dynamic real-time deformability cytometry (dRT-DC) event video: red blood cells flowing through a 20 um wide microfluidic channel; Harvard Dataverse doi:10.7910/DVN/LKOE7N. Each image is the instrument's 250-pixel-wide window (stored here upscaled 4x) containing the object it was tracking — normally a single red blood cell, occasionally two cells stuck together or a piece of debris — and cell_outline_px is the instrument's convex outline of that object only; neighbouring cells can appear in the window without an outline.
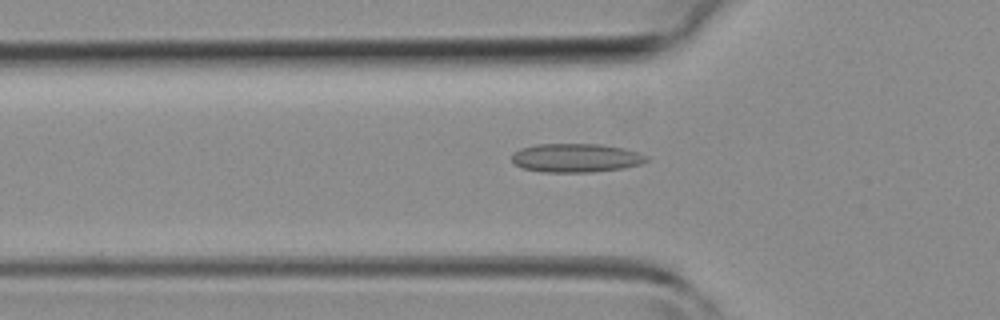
{"species": "common noctule bat (a hibernating species)", "species_latin": "Nyctalus noctula", "temperature_condition": "room temperature", "stored_images_in_passage": 42, "camera_frame_rate_fps": 3000, "um_per_image_px": 0.085, "animal": {"sex": "female", "body_mass_g": 19.3, "forearm_length_mm": 54.1}, "frame": {"image": 1, "passage_image": 14, "time_ms": 4.333, "image_size_px": [1000, 320], "cell_outline_px": [[648, 160], [640, 164], [624, 168], [592, 172], [544, 172], [520, 168], [512, 160], [512, 152], [520, 148], [536, 144], [600, 144], [624, 148], [648, 156]], "centroid_in_image_um": [48.93, 13.42], "position_along_channel_um": 76.9, "area_um2": 22.66}}
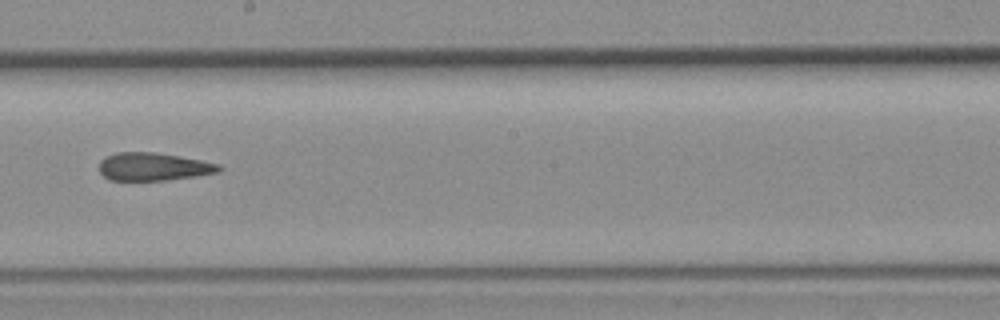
{"frame": {"image": 2, "passage_image": 24, "time_ms": 7.667, "image_size_px": [1000, 320], "cell_outline_px": [[224, 168], [220, 172], [168, 180], [108, 180], [100, 172], [100, 160], [116, 152], [152, 152], [200, 160], [220, 164]], "centroid_in_image_um": [13.05, 14.17], "position_along_channel_um": 235.1, "area_um2": 19.36}}
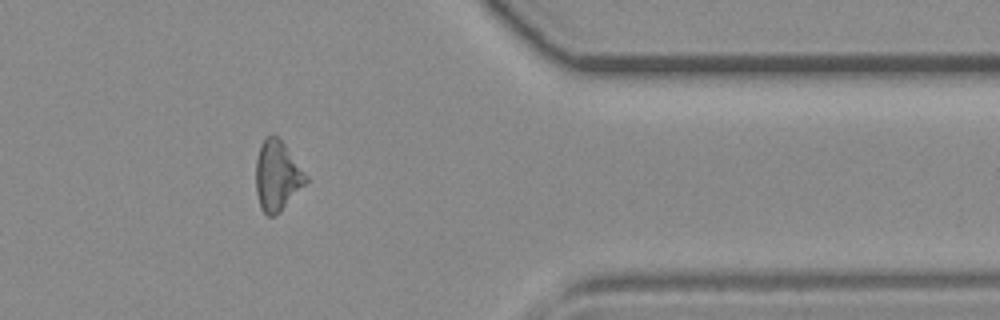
{"frame": {"image": 3, "passage_image": 35, "time_ms": 11.333, "image_size_px": [1000, 320], "cell_outline_px": [[308, 180], [280, 212], [272, 216], [268, 216], [260, 208], [256, 192], [256, 160], [260, 144], [268, 136], [276, 136], [284, 144], [308, 176]], "centroid_in_image_um": [23.54, 14.96], "position_along_channel_um": 387.9, "area_um2": 20.11}}